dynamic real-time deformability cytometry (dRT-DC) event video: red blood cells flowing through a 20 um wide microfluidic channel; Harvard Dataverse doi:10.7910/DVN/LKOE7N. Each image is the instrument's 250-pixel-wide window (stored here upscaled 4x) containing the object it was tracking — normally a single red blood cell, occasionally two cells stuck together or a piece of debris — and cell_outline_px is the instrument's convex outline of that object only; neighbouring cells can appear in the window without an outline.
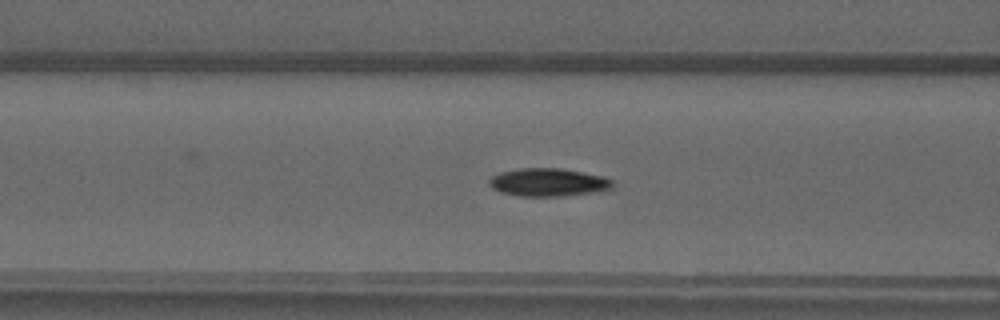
{"species": "common noctule bat (a hibernating species)", "species_latin": "Nyctalus noctula", "temperature_condition": "warm", "stored_images_in_passage": 42, "camera_frame_rate_fps": 3000, "um_per_image_px": 0.085, "animal": {"sex": "male", "forearm_length_mm": 52.5}, "frame": {"image": 1, "passage_image": 12, "time_ms": 3.667, "image_size_px": [1000, 320], "cell_outline_px": [[612, 188], [564, 196], [520, 196], [500, 192], [492, 188], [488, 184], [488, 180], [492, 176], [500, 172], [520, 168], [560, 168], [604, 176], [612, 180]], "centroid_in_image_um": [46.54, 15.49], "position_along_channel_um": 120.1, "area_um2": 20.0}}
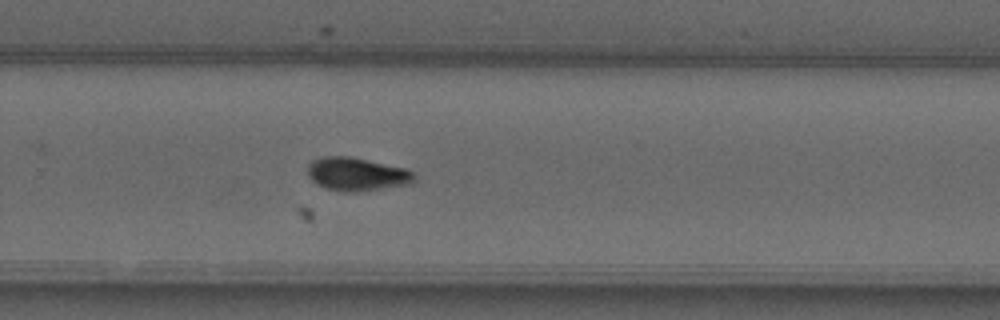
{"frame": {"image": 2, "passage_image": 25, "time_ms": 8.0, "image_size_px": [1000, 320], "cell_outline_px": [[412, 180], [408, 184], [356, 192], [344, 192], [328, 188], [312, 180], [308, 176], [308, 164], [312, 160], [324, 156], [352, 156], [408, 168], [412, 172]], "centroid_in_image_um": [30.31, 14.77], "position_along_channel_um": 299.5, "area_um2": 20.52}}
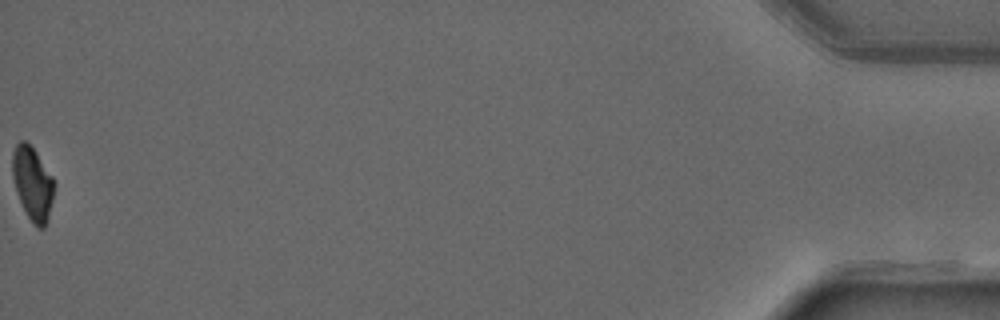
{"frame": {"image": 3, "passage_image": 42, "time_ms": 13.667, "image_size_px": [1000, 320], "cell_outline_px": [[56, 184], [48, 216], [44, 228], [36, 228], [32, 224], [16, 192], [12, 176], [12, 152], [16, 144], [20, 140], [24, 140], [36, 152], [52, 176]], "centroid_in_image_um": [2.76, 15.59], "position_along_channel_um": 432.4, "area_um2": 17.8}}